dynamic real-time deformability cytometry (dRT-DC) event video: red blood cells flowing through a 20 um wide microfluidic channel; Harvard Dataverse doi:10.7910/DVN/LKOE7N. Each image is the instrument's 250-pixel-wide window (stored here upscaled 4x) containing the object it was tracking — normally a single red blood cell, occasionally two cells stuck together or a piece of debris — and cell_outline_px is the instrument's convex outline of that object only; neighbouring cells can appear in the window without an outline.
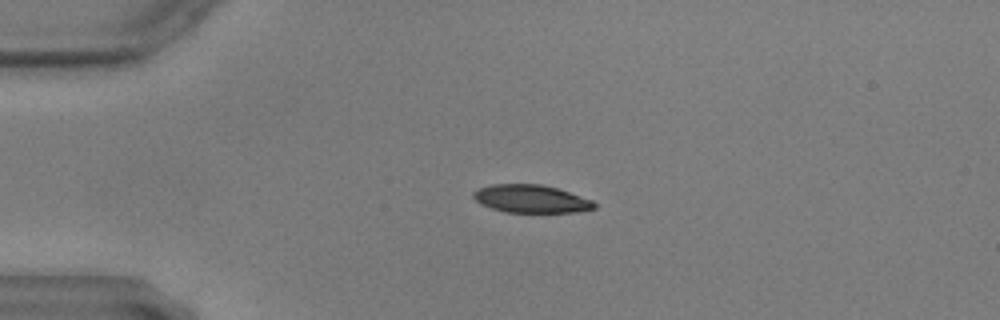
{"species": "common noctule bat (a hibernating species)", "species_latin": "Nyctalus noctula", "temperature_condition": "warm", "stored_images_in_passage": 56, "camera_frame_rate_fps": 3000, "um_per_image_px": 0.085, "animal": {"sex": "male", "body_mass_g": 17.9, "forearm_length_mm": 54.2}, "frame": {"image": 1, "passage_image": 14, "time_ms": 4.333, "image_size_px": [1000, 320], "cell_outline_px": [[596, 208], [576, 212], [504, 212], [480, 204], [472, 196], [472, 192], [476, 188], [492, 184], [540, 184], [556, 188], [592, 200], [596, 204]], "centroid_in_image_um": [45.09, 16.9], "position_along_channel_um": 39.9, "area_um2": 19.65}}
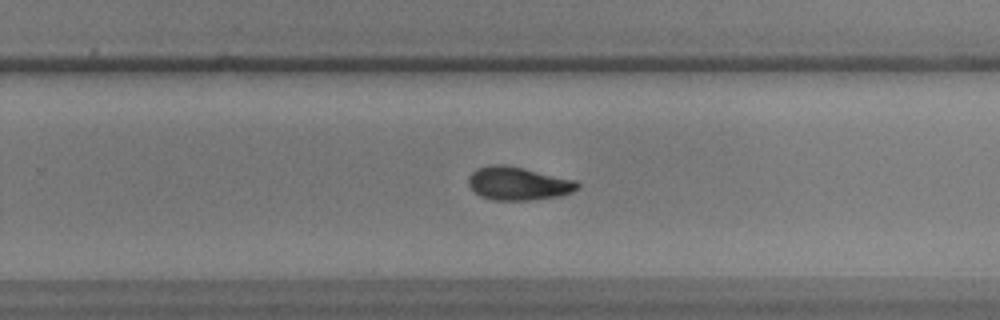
{"frame": {"image": 2, "passage_image": 38, "time_ms": 12.333, "image_size_px": [1000, 320], "cell_outline_px": [[580, 188], [572, 192], [560, 196], [532, 200], [492, 200], [480, 196], [468, 184], [468, 176], [476, 168], [488, 164], [504, 164], [524, 168], [576, 180], [580, 184]], "centroid_in_image_um": [44.05, 15.59], "position_along_channel_um": 285.8, "area_um2": 21.39}}
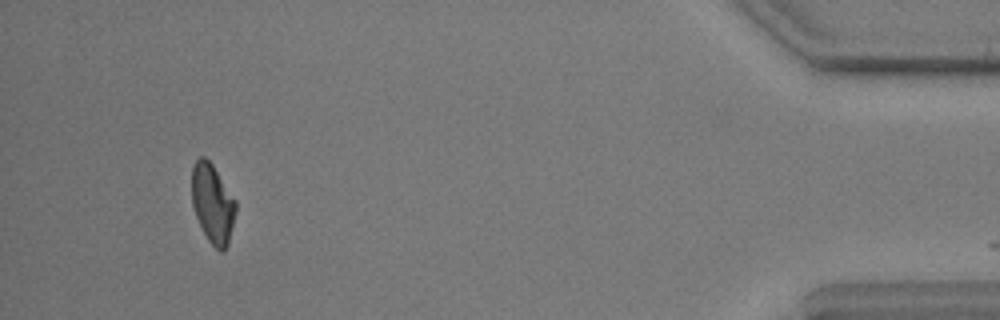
{"frame": {"image": 3, "passage_image": 55, "time_ms": 18.0, "image_size_px": [1000, 320], "cell_outline_px": [[236, 212], [228, 244], [224, 252], [220, 252], [208, 240], [196, 216], [192, 204], [192, 168], [196, 160], [200, 156], [204, 156], [212, 164], [236, 200]], "centroid_in_image_um": [18.08, 17.3], "position_along_channel_um": 417.1, "area_um2": 20.17}}